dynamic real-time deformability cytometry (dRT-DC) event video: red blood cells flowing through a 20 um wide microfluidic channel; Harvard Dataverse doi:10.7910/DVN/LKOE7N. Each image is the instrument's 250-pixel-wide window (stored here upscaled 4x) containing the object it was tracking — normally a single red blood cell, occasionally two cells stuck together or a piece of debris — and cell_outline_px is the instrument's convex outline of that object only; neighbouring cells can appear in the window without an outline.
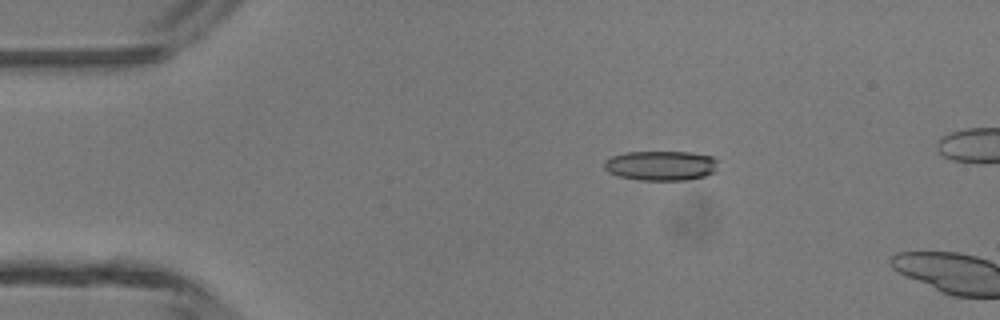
{"species": "common noctule bat (a hibernating species)", "species_latin": "Nyctalus noctula", "temperature_condition": "room temperature", "stored_images_in_passage": 12, "camera_frame_rate_fps": 3000, "um_per_image_px": 0.085, "animal": {"sex": "male", "body_mass_g": 13.3}, "frame": {"image": 1, "passage_image": 9, "time_ms": 2.667, "image_size_px": [1000, 320], "cell_outline_px": [[716, 172], [704, 176], [684, 180], [640, 180], [620, 176], [608, 172], [604, 168], [604, 160], [612, 156], [628, 152], [688, 152], [712, 156], [716, 160]], "centroid_in_image_um": [56.17, 14.07], "position_along_channel_um": 28.8, "area_um2": 19.65}}